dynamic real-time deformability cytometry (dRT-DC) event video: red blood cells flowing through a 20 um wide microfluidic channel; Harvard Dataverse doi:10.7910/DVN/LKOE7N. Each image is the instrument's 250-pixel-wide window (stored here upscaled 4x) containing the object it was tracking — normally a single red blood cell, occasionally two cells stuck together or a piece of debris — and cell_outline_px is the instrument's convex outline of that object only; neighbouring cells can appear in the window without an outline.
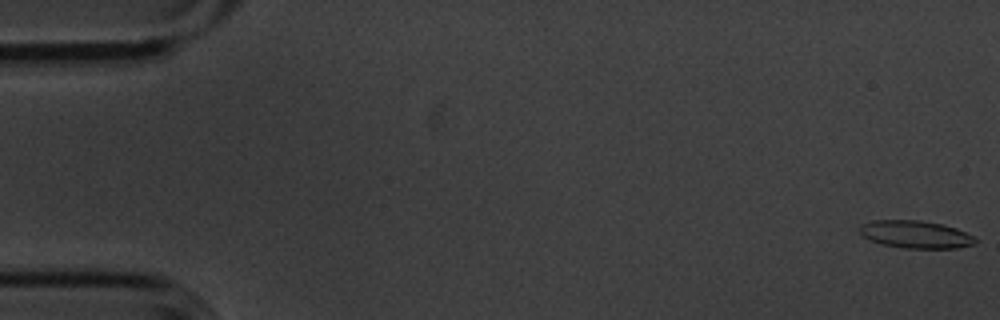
{"species": "common noctule bat (a hibernating species)", "species_latin": "Nyctalus noctula", "temperature_condition": "cold", "stored_images_in_passage": 8, "camera_frame_rate_fps": 3000, "um_per_image_px": 0.085, "animal": {"sex": "male", "body_mass_g": 20.1, "forearm_length_mm": 53.5}, "frame": {"image": 1, "passage_image": 1, "time_ms": 0.0, "image_size_px": [1000, 320], "cell_outline_px": [[976, 244], [960, 248], [904, 248], [884, 244], [868, 240], [860, 236], [860, 224], [872, 220], [920, 220], [944, 224], [956, 228], [972, 236], [976, 240]], "centroid_in_image_um": [77.8, 19.92], "position_along_channel_um": 7.2, "area_um2": 18.73}}
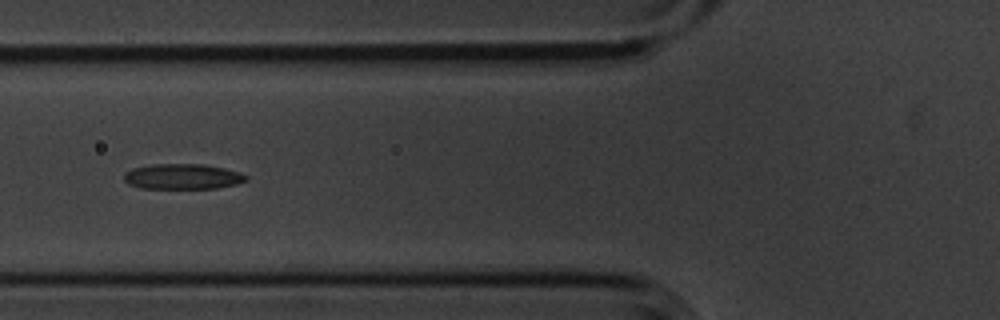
{"frame": {"image": 2, "passage_image": 6, "time_ms": 1.667, "image_size_px": [1000, 320], "cell_outline_px": [[248, 180], [236, 184], [216, 188], [140, 188], [128, 184], [124, 180], [124, 172], [132, 168], [152, 164], [204, 164], [224, 168], [240, 172], [248, 176]], "centroid_in_image_um": [15.51, 15.0], "position_along_channel_um": 110.3, "area_um2": 18.15}}
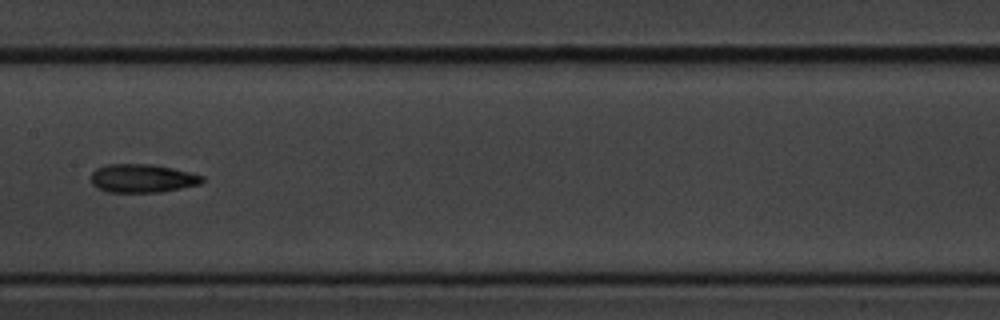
{"frame": {"image": 3, "passage_image": 8, "time_ms": 2.333, "image_size_px": [1000, 320], "cell_outline_px": [[204, 180], [200, 184], [160, 192], [108, 192], [96, 188], [92, 184], [92, 172], [96, 168], [104, 164], [152, 164], [172, 168], [204, 176]], "centroid_in_image_um": [12.07, 15.15], "position_along_channel_um": 195.3, "area_um2": 18.44}}